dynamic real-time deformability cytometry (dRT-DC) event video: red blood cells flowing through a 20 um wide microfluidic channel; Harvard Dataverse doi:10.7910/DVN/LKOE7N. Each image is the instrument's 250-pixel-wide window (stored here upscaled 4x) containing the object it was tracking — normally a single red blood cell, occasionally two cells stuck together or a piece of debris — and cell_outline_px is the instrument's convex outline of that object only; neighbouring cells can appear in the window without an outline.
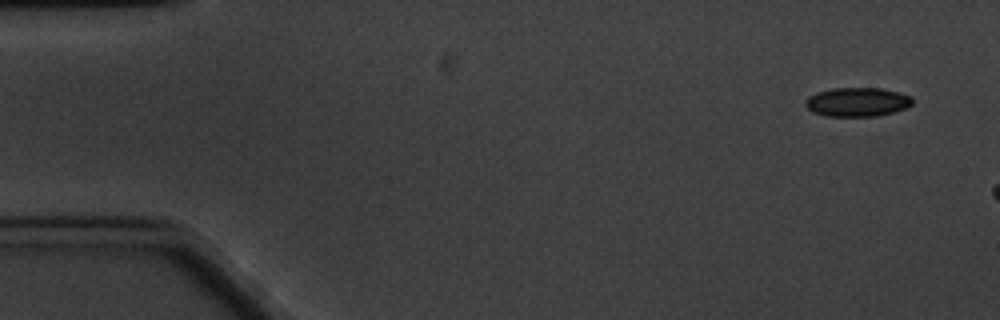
{"species": "common noctule bat (a hibernating species)", "species_latin": "Nyctalus noctula", "temperature_condition": "cold", "stored_images_in_passage": 4, "camera_frame_rate_fps": 3000, "um_per_image_px": 0.085, "animal": {"sex": "male", "body_mass_g": 20.1, "forearm_length_mm": 53.5}, "frame": {"image": 1, "passage_image": 1, "time_ms": 0.0, "image_size_px": [1000, 320], "cell_outline_px": [[912, 104], [904, 108], [892, 112], [876, 116], [824, 116], [812, 112], [804, 104], [804, 100], [808, 96], [816, 92], [832, 88], [880, 88], [900, 92], [912, 96]], "centroid_in_image_um": [72.83, 8.66], "position_along_channel_um": 12.2, "area_um2": 18.21}}